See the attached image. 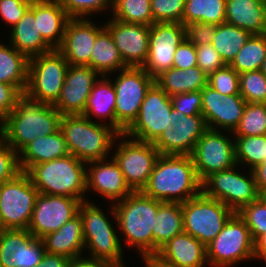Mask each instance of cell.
Returning <instances> with one entry per match:
<instances>
[{
	"label": "cell",
	"instance_id": "obj_55",
	"mask_svg": "<svg viewBox=\"0 0 266 267\" xmlns=\"http://www.w3.org/2000/svg\"><path fill=\"white\" fill-rule=\"evenodd\" d=\"M67 267H110L107 263L92 258H79L70 259Z\"/></svg>",
	"mask_w": 266,
	"mask_h": 267
},
{
	"label": "cell",
	"instance_id": "obj_14",
	"mask_svg": "<svg viewBox=\"0 0 266 267\" xmlns=\"http://www.w3.org/2000/svg\"><path fill=\"white\" fill-rule=\"evenodd\" d=\"M122 137V138H121ZM119 144L113 154L127 184L133 191H142L147 185L160 153L153 143L129 139L124 134H119ZM125 138V139H123Z\"/></svg>",
	"mask_w": 266,
	"mask_h": 267
},
{
	"label": "cell",
	"instance_id": "obj_61",
	"mask_svg": "<svg viewBox=\"0 0 266 267\" xmlns=\"http://www.w3.org/2000/svg\"><path fill=\"white\" fill-rule=\"evenodd\" d=\"M25 1H27V2H29V3H33V2L40 1V0H25Z\"/></svg>",
	"mask_w": 266,
	"mask_h": 267
},
{
	"label": "cell",
	"instance_id": "obj_19",
	"mask_svg": "<svg viewBox=\"0 0 266 267\" xmlns=\"http://www.w3.org/2000/svg\"><path fill=\"white\" fill-rule=\"evenodd\" d=\"M201 93V113L207 128L223 129L231 134L243 115L246 106L244 98L240 94L223 95L209 85H206Z\"/></svg>",
	"mask_w": 266,
	"mask_h": 267
},
{
	"label": "cell",
	"instance_id": "obj_35",
	"mask_svg": "<svg viewBox=\"0 0 266 267\" xmlns=\"http://www.w3.org/2000/svg\"><path fill=\"white\" fill-rule=\"evenodd\" d=\"M90 68L96 70L100 76L119 72L127 68L109 31L104 28L95 40L90 55Z\"/></svg>",
	"mask_w": 266,
	"mask_h": 267
},
{
	"label": "cell",
	"instance_id": "obj_33",
	"mask_svg": "<svg viewBox=\"0 0 266 267\" xmlns=\"http://www.w3.org/2000/svg\"><path fill=\"white\" fill-rule=\"evenodd\" d=\"M208 76L198 67L188 69L171 68L155 78V82L169 95L202 90Z\"/></svg>",
	"mask_w": 266,
	"mask_h": 267
},
{
	"label": "cell",
	"instance_id": "obj_48",
	"mask_svg": "<svg viewBox=\"0 0 266 267\" xmlns=\"http://www.w3.org/2000/svg\"><path fill=\"white\" fill-rule=\"evenodd\" d=\"M197 66L207 75L223 68L226 64L212 44L196 46Z\"/></svg>",
	"mask_w": 266,
	"mask_h": 267
},
{
	"label": "cell",
	"instance_id": "obj_2",
	"mask_svg": "<svg viewBox=\"0 0 266 267\" xmlns=\"http://www.w3.org/2000/svg\"><path fill=\"white\" fill-rule=\"evenodd\" d=\"M142 192L161 202L183 203L201 192L190 155H161Z\"/></svg>",
	"mask_w": 266,
	"mask_h": 267
},
{
	"label": "cell",
	"instance_id": "obj_37",
	"mask_svg": "<svg viewBox=\"0 0 266 267\" xmlns=\"http://www.w3.org/2000/svg\"><path fill=\"white\" fill-rule=\"evenodd\" d=\"M226 0H185L182 24L201 21L219 25L225 23Z\"/></svg>",
	"mask_w": 266,
	"mask_h": 267
},
{
	"label": "cell",
	"instance_id": "obj_56",
	"mask_svg": "<svg viewBox=\"0 0 266 267\" xmlns=\"http://www.w3.org/2000/svg\"><path fill=\"white\" fill-rule=\"evenodd\" d=\"M259 194L266 190V157L263 163L253 169Z\"/></svg>",
	"mask_w": 266,
	"mask_h": 267
},
{
	"label": "cell",
	"instance_id": "obj_47",
	"mask_svg": "<svg viewBox=\"0 0 266 267\" xmlns=\"http://www.w3.org/2000/svg\"><path fill=\"white\" fill-rule=\"evenodd\" d=\"M21 172L18 153L0 138V185Z\"/></svg>",
	"mask_w": 266,
	"mask_h": 267
},
{
	"label": "cell",
	"instance_id": "obj_3",
	"mask_svg": "<svg viewBox=\"0 0 266 267\" xmlns=\"http://www.w3.org/2000/svg\"><path fill=\"white\" fill-rule=\"evenodd\" d=\"M159 201L142 191H133L128 197L111 206V214L123 234L125 244L134 246L142 259L153 256V227Z\"/></svg>",
	"mask_w": 266,
	"mask_h": 267
},
{
	"label": "cell",
	"instance_id": "obj_24",
	"mask_svg": "<svg viewBox=\"0 0 266 267\" xmlns=\"http://www.w3.org/2000/svg\"><path fill=\"white\" fill-rule=\"evenodd\" d=\"M86 165V192L93 190L113 203L125 199L133 192L112 156L108 161L106 158Z\"/></svg>",
	"mask_w": 266,
	"mask_h": 267
},
{
	"label": "cell",
	"instance_id": "obj_5",
	"mask_svg": "<svg viewBox=\"0 0 266 267\" xmlns=\"http://www.w3.org/2000/svg\"><path fill=\"white\" fill-rule=\"evenodd\" d=\"M86 166L85 162L68 154L34 165L27 173L39 194L67 196L82 202L87 200Z\"/></svg>",
	"mask_w": 266,
	"mask_h": 267
},
{
	"label": "cell",
	"instance_id": "obj_18",
	"mask_svg": "<svg viewBox=\"0 0 266 267\" xmlns=\"http://www.w3.org/2000/svg\"><path fill=\"white\" fill-rule=\"evenodd\" d=\"M80 203L67 196L38 194L27 230L38 239L57 231L78 213Z\"/></svg>",
	"mask_w": 266,
	"mask_h": 267
},
{
	"label": "cell",
	"instance_id": "obj_45",
	"mask_svg": "<svg viewBox=\"0 0 266 267\" xmlns=\"http://www.w3.org/2000/svg\"><path fill=\"white\" fill-rule=\"evenodd\" d=\"M154 23H181L185 0H150Z\"/></svg>",
	"mask_w": 266,
	"mask_h": 267
},
{
	"label": "cell",
	"instance_id": "obj_44",
	"mask_svg": "<svg viewBox=\"0 0 266 267\" xmlns=\"http://www.w3.org/2000/svg\"><path fill=\"white\" fill-rule=\"evenodd\" d=\"M70 18H88L95 12L113 9L114 0H57Z\"/></svg>",
	"mask_w": 266,
	"mask_h": 267
},
{
	"label": "cell",
	"instance_id": "obj_25",
	"mask_svg": "<svg viewBox=\"0 0 266 267\" xmlns=\"http://www.w3.org/2000/svg\"><path fill=\"white\" fill-rule=\"evenodd\" d=\"M155 257L173 267H205L207 263L206 247L185 232L166 242Z\"/></svg>",
	"mask_w": 266,
	"mask_h": 267
},
{
	"label": "cell",
	"instance_id": "obj_17",
	"mask_svg": "<svg viewBox=\"0 0 266 267\" xmlns=\"http://www.w3.org/2000/svg\"><path fill=\"white\" fill-rule=\"evenodd\" d=\"M181 23H154L150 26L148 56L143 69L154 79L173 67L177 47L185 39Z\"/></svg>",
	"mask_w": 266,
	"mask_h": 267
},
{
	"label": "cell",
	"instance_id": "obj_43",
	"mask_svg": "<svg viewBox=\"0 0 266 267\" xmlns=\"http://www.w3.org/2000/svg\"><path fill=\"white\" fill-rule=\"evenodd\" d=\"M237 214L249 228L253 241L266 233V204L260 197L242 207Z\"/></svg>",
	"mask_w": 266,
	"mask_h": 267
},
{
	"label": "cell",
	"instance_id": "obj_13",
	"mask_svg": "<svg viewBox=\"0 0 266 267\" xmlns=\"http://www.w3.org/2000/svg\"><path fill=\"white\" fill-rule=\"evenodd\" d=\"M115 79V117L118 133L123 134L136 119L146 92L155 79L142 67H127Z\"/></svg>",
	"mask_w": 266,
	"mask_h": 267
},
{
	"label": "cell",
	"instance_id": "obj_31",
	"mask_svg": "<svg viewBox=\"0 0 266 267\" xmlns=\"http://www.w3.org/2000/svg\"><path fill=\"white\" fill-rule=\"evenodd\" d=\"M101 77L93 85L82 115L90 120L92 116L109 119L108 125L118 132V121L115 117L116 92L113 82L107 76Z\"/></svg>",
	"mask_w": 266,
	"mask_h": 267
},
{
	"label": "cell",
	"instance_id": "obj_34",
	"mask_svg": "<svg viewBox=\"0 0 266 267\" xmlns=\"http://www.w3.org/2000/svg\"><path fill=\"white\" fill-rule=\"evenodd\" d=\"M9 45L0 42V82L13 85L23 95L28 82L29 58Z\"/></svg>",
	"mask_w": 266,
	"mask_h": 267
},
{
	"label": "cell",
	"instance_id": "obj_23",
	"mask_svg": "<svg viewBox=\"0 0 266 267\" xmlns=\"http://www.w3.org/2000/svg\"><path fill=\"white\" fill-rule=\"evenodd\" d=\"M100 74L89 66L69 65L60 96L53 105L62 115L83 114Z\"/></svg>",
	"mask_w": 266,
	"mask_h": 267
},
{
	"label": "cell",
	"instance_id": "obj_51",
	"mask_svg": "<svg viewBox=\"0 0 266 267\" xmlns=\"http://www.w3.org/2000/svg\"><path fill=\"white\" fill-rule=\"evenodd\" d=\"M30 6L31 3L25 0H0V16L12 28Z\"/></svg>",
	"mask_w": 266,
	"mask_h": 267
},
{
	"label": "cell",
	"instance_id": "obj_26",
	"mask_svg": "<svg viewBox=\"0 0 266 267\" xmlns=\"http://www.w3.org/2000/svg\"><path fill=\"white\" fill-rule=\"evenodd\" d=\"M45 252L65 256L69 259L79 258L85 250L83 222L79 212L57 231L41 238Z\"/></svg>",
	"mask_w": 266,
	"mask_h": 267
},
{
	"label": "cell",
	"instance_id": "obj_52",
	"mask_svg": "<svg viewBox=\"0 0 266 267\" xmlns=\"http://www.w3.org/2000/svg\"><path fill=\"white\" fill-rule=\"evenodd\" d=\"M195 66H197L196 47L185 38L175 51L173 68L185 70Z\"/></svg>",
	"mask_w": 266,
	"mask_h": 267
},
{
	"label": "cell",
	"instance_id": "obj_12",
	"mask_svg": "<svg viewBox=\"0 0 266 267\" xmlns=\"http://www.w3.org/2000/svg\"><path fill=\"white\" fill-rule=\"evenodd\" d=\"M172 108L170 96L154 82L146 92L136 119L123 134L129 139L154 143L171 125Z\"/></svg>",
	"mask_w": 266,
	"mask_h": 267
},
{
	"label": "cell",
	"instance_id": "obj_36",
	"mask_svg": "<svg viewBox=\"0 0 266 267\" xmlns=\"http://www.w3.org/2000/svg\"><path fill=\"white\" fill-rule=\"evenodd\" d=\"M251 35L250 32L225 22L216 26L212 45L225 64L229 65Z\"/></svg>",
	"mask_w": 266,
	"mask_h": 267
},
{
	"label": "cell",
	"instance_id": "obj_30",
	"mask_svg": "<svg viewBox=\"0 0 266 267\" xmlns=\"http://www.w3.org/2000/svg\"><path fill=\"white\" fill-rule=\"evenodd\" d=\"M69 154L61 129L57 132L38 137L30 142L19 154L21 171L28 172L34 165L59 159Z\"/></svg>",
	"mask_w": 266,
	"mask_h": 267
},
{
	"label": "cell",
	"instance_id": "obj_27",
	"mask_svg": "<svg viewBox=\"0 0 266 267\" xmlns=\"http://www.w3.org/2000/svg\"><path fill=\"white\" fill-rule=\"evenodd\" d=\"M10 44L28 58L54 50L41 36L35 20V2L12 27Z\"/></svg>",
	"mask_w": 266,
	"mask_h": 267
},
{
	"label": "cell",
	"instance_id": "obj_50",
	"mask_svg": "<svg viewBox=\"0 0 266 267\" xmlns=\"http://www.w3.org/2000/svg\"><path fill=\"white\" fill-rule=\"evenodd\" d=\"M173 108L186 116L202 115L201 90L170 96Z\"/></svg>",
	"mask_w": 266,
	"mask_h": 267
},
{
	"label": "cell",
	"instance_id": "obj_20",
	"mask_svg": "<svg viewBox=\"0 0 266 267\" xmlns=\"http://www.w3.org/2000/svg\"><path fill=\"white\" fill-rule=\"evenodd\" d=\"M45 253L41 239L27 229L0 230V263L3 267H37Z\"/></svg>",
	"mask_w": 266,
	"mask_h": 267
},
{
	"label": "cell",
	"instance_id": "obj_28",
	"mask_svg": "<svg viewBox=\"0 0 266 267\" xmlns=\"http://www.w3.org/2000/svg\"><path fill=\"white\" fill-rule=\"evenodd\" d=\"M70 17L57 0L35 2V20L42 38L58 49L64 38L65 27Z\"/></svg>",
	"mask_w": 266,
	"mask_h": 267
},
{
	"label": "cell",
	"instance_id": "obj_46",
	"mask_svg": "<svg viewBox=\"0 0 266 267\" xmlns=\"http://www.w3.org/2000/svg\"><path fill=\"white\" fill-rule=\"evenodd\" d=\"M207 85L223 95L240 94L239 74L230 65L210 74Z\"/></svg>",
	"mask_w": 266,
	"mask_h": 267
},
{
	"label": "cell",
	"instance_id": "obj_8",
	"mask_svg": "<svg viewBox=\"0 0 266 267\" xmlns=\"http://www.w3.org/2000/svg\"><path fill=\"white\" fill-rule=\"evenodd\" d=\"M184 232L205 247L222 231L234 212L224 203L200 192L182 203Z\"/></svg>",
	"mask_w": 266,
	"mask_h": 267
},
{
	"label": "cell",
	"instance_id": "obj_59",
	"mask_svg": "<svg viewBox=\"0 0 266 267\" xmlns=\"http://www.w3.org/2000/svg\"><path fill=\"white\" fill-rule=\"evenodd\" d=\"M261 72L266 76V58L263 61L261 68H260Z\"/></svg>",
	"mask_w": 266,
	"mask_h": 267
},
{
	"label": "cell",
	"instance_id": "obj_10",
	"mask_svg": "<svg viewBox=\"0 0 266 267\" xmlns=\"http://www.w3.org/2000/svg\"><path fill=\"white\" fill-rule=\"evenodd\" d=\"M39 192L27 172L0 185V222L2 229H27Z\"/></svg>",
	"mask_w": 266,
	"mask_h": 267
},
{
	"label": "cell",
	"instance_id": "obj_40",
	"mask_svg": "<svg viewBox=\"0 0 266 267\" xmlns=\"http://www.w3.org/2000/svg\"><path fill=\"white\" fill-rule=\"evenodd\" d=\"M233 138L235 140L236 162L238 165H249L248 169L253 170L264 162L266 157V134Z\"/></svg>",
	"mask_w": 266,
	"mask_h": 267
},
{
	"label": "cell",
	"instance_id": "obj_42",
	"mask_svg": "<svg viewBox=\"0 0 266 267\" xmlns=\"http://www.w3.org/2000/svg\"><path fill=\"white\" fill-rule=\"evenodd\" d=\"M239 88L246 103H266V76L261 70L239 74Z\"/></svg>",
	"mask_w": 266,
	"mask_h": 267
},
{
	"label": "cell",
	"instance_id": "obj_54",
	"mask_svg": "<svg viewBox=\"0 0 266 267\" xmlns=\"http://www.w3.org/2000/svg\"><path fill=\"white\" fill-rule=\"evenodd\" d=\"M69 261L65 256L45 252L37 267H67Z\"/></svg>",
	"mask_w": 266,
	"mask_h": 267
},
{
	"label": "cell",
	"instance_id": "obj_4",
	"mask_svg": "<svg viewBox=\"0 0 266 267\" xmlns=\"http://www.w3.org/2000/svg\"><path fill=\"white\" fill-rule=\"evenodd\" d=\"M60 129L69 154L88 163L106 159L119 133L107 123H99L82 114L62 115Z\"/></svg>",
	"mask_w": 266,
	"mask_h": 267
},
{
	"label": "cell",
	"instance_id": "obj_58",
	"mask_svg": "<svg viewBox=\"0 0 266 267\" xmlns=\"http://www.w3.org/2000/svg\"><path fill=\"white\" fill-rule=\"evenodd\" d=\"M143 261L145 263V267H173L161 262L155 256L144 258Z\"/></svg>",
	"mask_w": 266,
	"mask_h": 267
},
{
	"label": "cell",
	"instance_id": "obj_53",
	"mask_svg": "<svg viewBox=\"0 0 266 267\" xmlns=\"http://www.w3.org/2000/svg\"><path fill=\"white\" fill-rule=\"evenodd\" d=\"M22 96L13 85L0 82V125L15 108L17 101Z\"/></svg>",
	"mask_w": 266,
	"mask_h": 267
},
{
	"label": "cell",
	"instance_id": "obj_38",
	"mask_svg": "<svg viewBox=\"0 0 266 267\" xmlns=\"http://www.w3.org/2000/svg\"><path fill=\"white\" fill-rule=\"evenodd\" d=\"M266 58V33L253 34L229 64L238 74L260 70Z\"/></svg>",
	"mask_w": 266,
	"mask_h": 267
},
{
	"label": "cell",
	"instance_id": "obj_6",
	"mask_svg": "<svg viewBox=\"0 0 266 267\" xmlns=\"http://www.w3.org/2000/svg\"><path fill=\"white\" fill-rule=\"evenodd\" d=\"M83 222V238L89 258L107 263L110 267H125L123 245L109 218L90 201H82L78 210Z\"/></svg>",
	"mask_w": 266,
	"mask_h": 267
},
{
	"label": "cell",
	"instance_id": "obj_41",
	"mask_svg": "<svg viewBox=\"0 0 266 267\" xmlns=\"http://www.w3.org/2000/svg\"><path fill=\"white\" fill-rule=\"evenodd\" d=\"M234 137L266 134V103H246L238 126L231 133Z\"/></svg>",
	"mask_w": 266,
	"mask_h": 267
},
{
	"label": "cell",
	"instance_id": "obj_16",
	"mask_svg": "<svg viewBox=\"0 0 266 267\" xmlns=\"http://www.w3.org/2000/svg\"><path fill=\"white\" fill-rule=\"evenodd\" d=\"M207 129L203 115L186 116L172 108L171 125L153 145L161 155H191Z\"/></svg>",
	"mask_w": 266,
	"mask_h": 267
},
{
	"label": "cell",
	"instance_id": "obj_9",
	"mask_svg": "<svg viewBox=\"0 0 266 267\" xmlns=\"http://www.w3.org/2000/svg\"><path fill=\"white\" fill-rule=\"evenodd\" d=\"M206 259L211 267H231L235 263L255 259L250 230L237 213L206 246Z\"/></svg>",
	"mask_w": 266,
	"mask_h": 267
},
{
	"label": "cell",
	"instance_id": "obj_7",
	"mask_svg": "<svg viewBox=\"0 0 266 267\" xmlns=\"http://www.w3.org/2000/svg\"><path fill=\"white\" fill-rule=\"evenodd\" d=\"M68 61L57 50L29 58L24 96L31 101L54 105L61 93Z\"/></svg>",
	"mask_w": 266,
	"mask_h": 267
},
{
	"label": "cell",
	"instance_id": "obj_32",
	"mask_svg": "<svg viewBox=\"0 0 266 267\" xmlns=\"http://www.w3.org/2000/svg\"><path fill=\"white\" fill-rule=\"evenodd\" d=\"M155 218L157 222L152 230L153 256L175 235L184 232L182 203L159 201Z\"/></svg>",
	"mask_w": 266,
	"mask_h": 267
},
{
	"label": "cell",
	"instance_id": "obj_11",
	"mask_svg": "<svg viewBox=\"0 0 266 267\" xmlns=\"http://www.w3.org/2000/svg\"><path fill=\"white\" fill-rule=\"evenodd\" d=\"M237 166L212 173L201 182L204 195L219 200L234 213L257 200L260 195L253 170H249L248 177L237 172Z\"/></svg>",
	"mask_w": 266,
	"mask_h": 267
},
{
	"label": "cell",
	"instance_id": "obj_1",
	"mask_svg": "<svg viewBox=\"0 0 266 267\" xmlns=\"http://www.w3.org/2000/svg\"><path fill=\"white\" fill-rule=\"evenodd\" d=\"M61 116L53 105L34 102L23 95L0 125V138L19 154L38 137L57 132Z\"/></svg>",
	"mask_w": 266,
	"mask_h": 267
},
{
	"label": "cell",
	"instance_id": "obj_60",
	"mask_svg": "<svg viewBox=\"0 0 266 267\" xmlns=\"http://www.w3.org/2000/svg\"><path fill=\"white\" fill-rule=\"evenodd\" d=\"M259 197L265 202L266 204V190L262 191L259 195Z\"/></svg>",
	"mask_w": 266,
	"mask_h": 267
},
{
	"label": "cell",
	"instance_id": "obj_57",
	"mask_svg": "<svg viewBox=\"0 0 266 267\" xmlns=\"http://www.w3.org/2000/svg\"><path fill=\"white\" fill-rule=\"evenodd\" d=\"M254 256L255 259H266V233L254 241Z\"/></svg>",
	"mask_w": 266,
	"mask_h": 267
},
{
	"label": "cell",
	"instance_id": "obj_29",
	"mask_svg": "<svg viewBox=\"0 0 266 267\" xmlns=\"http://www.w3.org/2000/svg\"><path fill=\"white\" fill-rule=\"evenodd\" d=\"M225 22L252 35L266 33V0H226Z\"/></svg>",
	"mask_w": 266,
	"mask_h": 267
},
{
	"label": "cell",
	"instance_id": "obj_15",
	"mask_svg": "<svg viewBox=\"0 0 266 267\" xmlns=\"http://www.w3.org/2000/svg\"><path fill=\"white\" fill-rule=\"evenodd\" d=\"M190 156L200 182L212 173L237 165L235 140H231L220 130L207 129Z\"/></svg>",
	"mask_w": 266,
	"mask_h": 267
},
{
	"label": "cell",
	"instance_id": "obj_49",
	"mask_svg": "<svg viewBox=\"0 0 266 267\" xmlns=\"http://www.w3.org/2000/svg\"><path fill=\"white\" fill-rule=\"evenodd\" d=\"M215 24L193 21L185 25V37L195 47L202 44H212L216 29Z\"/></svg>",
	"mask_w": 266,
	"mask_h": 267
},
{
	"label": "cell",
	"instance_id": "obj_21",
	"mask_svg": "<svg viewBox=\"0 0 266 267\" xmlns=\"http://www.w3.org/2000/svg\"><path fill=\"white\" fill-rule=\"evenodd\" d=\"M109 31L127 67H143L148 56L150 26L108 20Z\"/></svg>",
	"mask_w": 266,
	"mask_h": 267
},
{
	"label": "cell",
	"instance_id": "obj_39",
	"mask_svg": "<svg viewBox=\"0 0 266 267\" xmlns=\"http://www.w3.org/2000/svg\"><path fill=\"white\" fill-rule=\"evenodd\" d=\"M112 18L125 23L154 24L150 0H114Z\"/></svg>",
	"mask_w": 266,
	"mask_h": 267
},
{
	"label": "cell",
	"instance_id": "obj_22",
	"mask_svg": "<svg viewBox=\"0 0 266 267\" xmlns=\"http://www.w3.org/2000/svg\"><path fill=\"white\" fill-rule=\"evenodd\" d=\"M90 18H70L65 27L64 38L57 49L73 66H89L90 55L97 35L105 28Z\"/></svg>",
	"mask_w": 266,
	"mask_h": 267
}]
</instances>
